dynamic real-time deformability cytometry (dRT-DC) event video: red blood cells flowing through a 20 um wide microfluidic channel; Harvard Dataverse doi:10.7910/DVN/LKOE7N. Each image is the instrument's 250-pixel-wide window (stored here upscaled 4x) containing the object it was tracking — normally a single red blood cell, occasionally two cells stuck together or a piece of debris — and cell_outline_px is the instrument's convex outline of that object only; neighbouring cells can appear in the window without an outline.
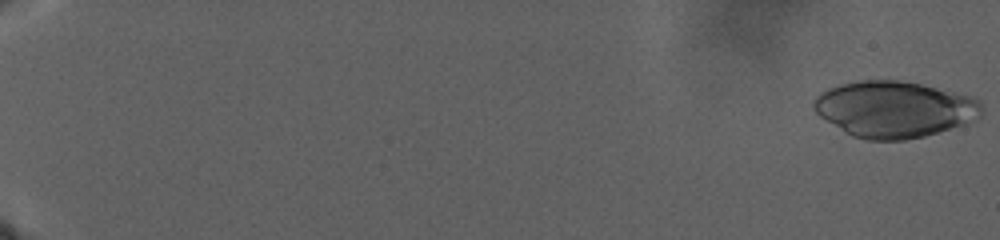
{"species": "human", "species_latin": "Homo sapiens", "temperature_condition": "warm", "stored_images_in_passage": 20, "camera_frame_rate_fps": 3000, "um_per_image_px": 0.085, "donor": {"sex": "male"}, "frame": {"image": 1, "passage_image": 1, "time_ms": 0.0, "image_size_px": [1000, 240], "cell_outline_px": [[984, 112], [976, 120], [968, 124], [924, 136], [904, 140], [868, 140], [852, 136], [820, 116], [812, 108], [812, 100], [820, 92], [828, 88], [840, 84], [860, 80], [900, 80], [920, 84], [972, 96], [980, 100]], "centroid_in_image_um": [76.04, 9.28], "position_along_channel_um": 9.0, "area_um2": 55.43}}